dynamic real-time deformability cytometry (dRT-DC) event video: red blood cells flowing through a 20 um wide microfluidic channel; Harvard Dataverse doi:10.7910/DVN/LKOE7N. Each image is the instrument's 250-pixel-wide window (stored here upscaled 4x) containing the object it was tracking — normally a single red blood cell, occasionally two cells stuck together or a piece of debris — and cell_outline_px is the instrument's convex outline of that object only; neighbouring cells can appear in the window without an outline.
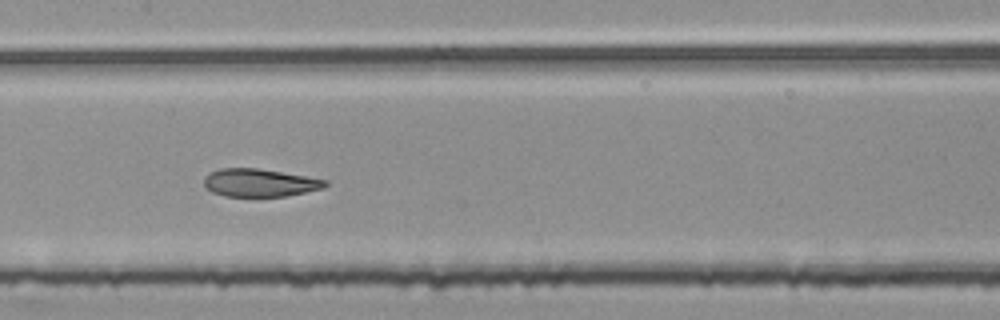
{"species": "common noctule bat (a hibernating species)", "species_latin": "Nyctalus noctula", "temperature_condition": "room temperature", "stored_images_in_passage": 52, "segment_of_instrument_passage": [2, 2], "camera_frame_rate_fps": 3000, "um_per_image_px": 0.085, "animal": {"sex": "female", "body_mass_g": 25.1}, "frame": {"image": 1, "passage_image": 27, "time_ms": 8.667, "image_size_px": [1000, 320], "cell_outline_px": [[328, 184], [324, 188], [284, 196], [224, 196], [212, 192], [204, 184], [204, 176], [208, 172], [220, 168], [256, 168], [328, 180]], "centroid_in_image_um": [22.04, 15.53], "position_along_channel_um": 185.4, "area_um2": 19.54}}
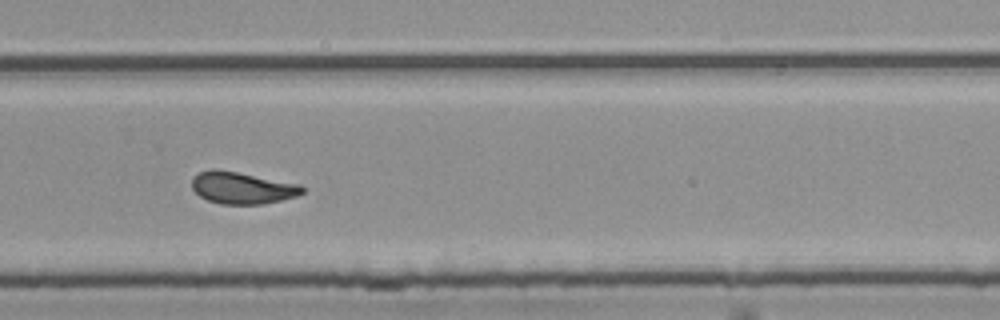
{"frame": {"image": 2, "passage_image": 37, "time_ms": 12.0, "image_size_px": [1000, 320], "cell_outline_px": [[304, 192], [296, 196], [264, 204], [220, 204], [208, 200], [200, 196], [192, 188], [192, 176], [200, 172], [236, 172], [300, 184], [304, 188]], "centroid_in_image_um": [20.62, 16.01], "position_along_channel_um": 309.2, "area_um2": 19.88}}
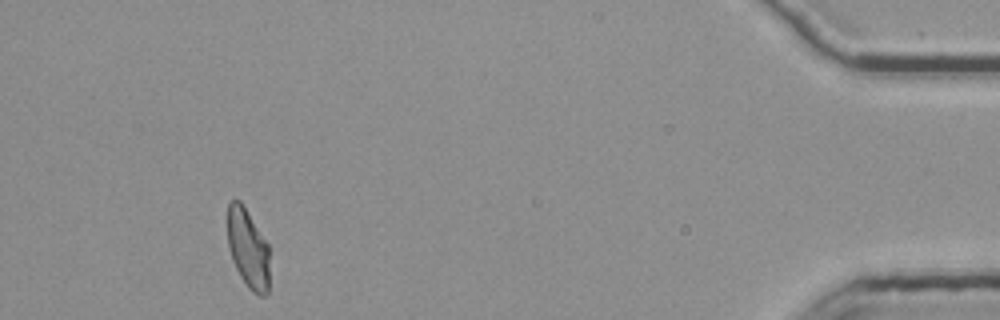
{"frame": {"image": 3, "passage_image": 51, "time_ms": 16.667, "image_size_px": [1000, 320], "cell_outline_px": [[268, 296], [260, 296], [252, 292], [248, 288], [240, 276], [232, 260], [228, 248], [228, 204], [232, 200], [240, 200], [268, 244]], "centroid_in_image_um": [21.07, 21.16], "position_along_channel_um": 414.1, "area_um2": 19.31}}